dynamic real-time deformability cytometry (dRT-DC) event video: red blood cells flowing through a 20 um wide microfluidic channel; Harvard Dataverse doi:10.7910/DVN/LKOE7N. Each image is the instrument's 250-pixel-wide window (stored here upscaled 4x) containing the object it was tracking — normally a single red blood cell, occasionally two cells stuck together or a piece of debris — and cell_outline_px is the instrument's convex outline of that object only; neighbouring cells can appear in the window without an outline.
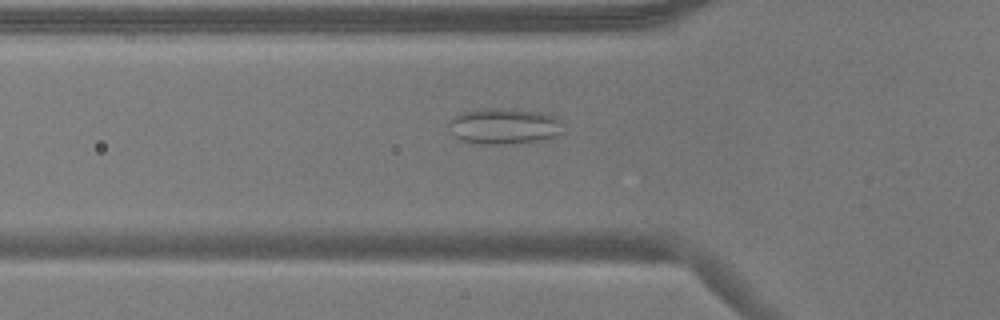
{"species": "common noctule bat (a hibernating species)", "species_latin": "Nyctalus noctula", "temperature_condition": "warm", "stored_images_in_passage": 49, "camera_frame_rate_fps": 3000, "um_per_image_px": 0.085, "animal": {"sex": "male", "body_mass_g": 17.9}, "frame": {"image": 1, "passage_image": 18, "time_ms": 5.667, "image_size_px": [1000, 320], "cell_outline_px": [[564, 132], [556, 136], [544, 140], [504, 144], [480, 144], [460, 140], [448, 128], [448, 124], [456, 116], [464, 112], [484, 108], [496, 108], [540, 112], [552, 116], [556, 120]], "centroid_in_image_um": [42.82, 10.74], "position_along_channel_um": 83.0, "area_um2": 23.52}}
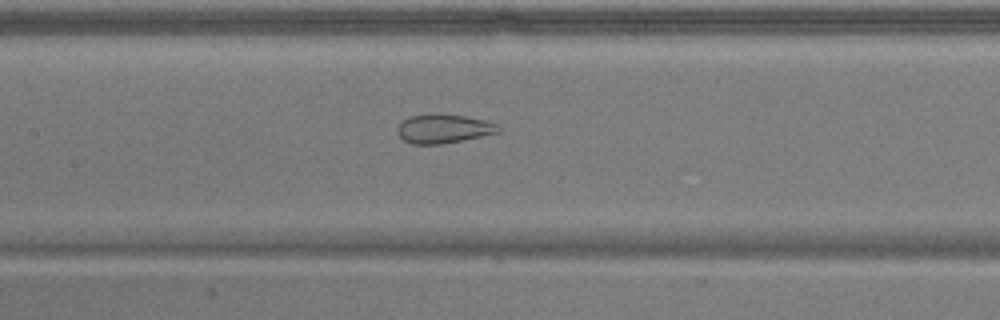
{"frame": {"image": 2, "passage_image": 25, "time_ms": 8.0, "image_size_px": [1000, 320], "cell_outline_px": [[500, 132], [440, 144], [412, 144], [404, 140], [396, 132], [396, 128], [400, 120], [408, 116], [464, 116], [484, 120], [500, 124]], "centroid_in_image_um": [37.68, 10.96], "position_along_channel_um": 169.7, "area_um2": 16.53}}
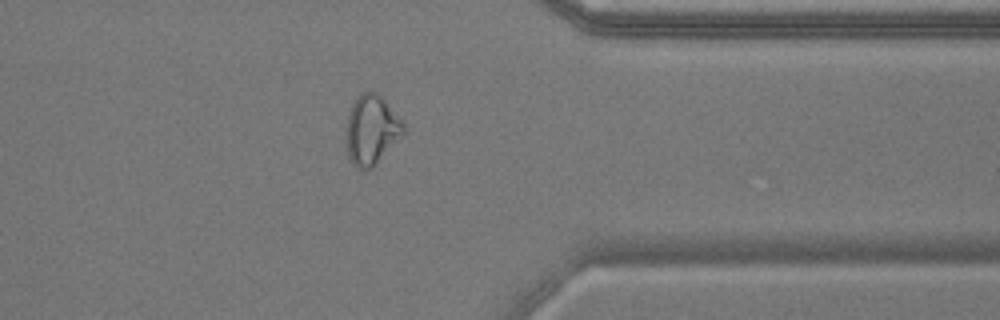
{"frame": {"image": 3, "passage_image": 43, "time_ms": 14.0, "image_size_px": [1000, 320], "cell_outline_px": [[404, 132], [372, 168], [360, 168], [348, 156], [348, 112], [356, 96], [360, 92], [376, 92], [384, 100], [404, 124]], "centroid_in_image_um": [31.58, 10.99], "position_along_channel_um": 379.8, "area_um2": 22.2}, "authors_computed_cell_mechanics": {"area_um2": 21.675, "velocity_mm_per_s": 3.6809, "shape_relaxation_time_tau1_ms": null, "shape_relaxation_time_tau2_ms": 1.2751, "deformation_change_tau1": null, "deformation_change_tau2": 0.0949}}